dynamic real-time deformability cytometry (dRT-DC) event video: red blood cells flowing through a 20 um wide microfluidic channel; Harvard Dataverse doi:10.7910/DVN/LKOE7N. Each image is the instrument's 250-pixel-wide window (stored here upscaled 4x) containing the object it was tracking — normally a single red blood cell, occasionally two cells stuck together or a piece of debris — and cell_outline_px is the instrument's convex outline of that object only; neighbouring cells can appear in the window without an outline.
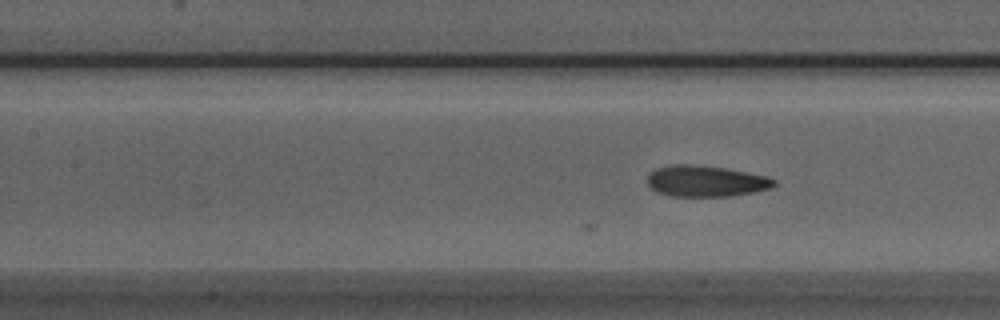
{"species": "Egyptian fruit bat (a non-hibernating species)", "species_latin": "Rousettus aegyptiacus", "temperature_condition": "room temperature", "stored_images_in_passage": 37, "camera_frame_rate_fps": 3000, "um_per_image_px": 0.085, "animal": {"sex": "male"}, "frame": {"image": 1, "passage_image": 21, "time_ms": 6.667, "image_size_px": [1000, 320], "cell_outline_px": [[776, 184], [772, 188], [756, 192], [732, 196], [672, 196], [656, 192], [648, 184], [648, 176], [656, 168], [676, 164], [688, 164], [724, 168], [768, 176], [776, 180]], "centroid_in_image_um": [60.04, 15.4], "position_along_channel_um": 147.4, "area_um2": 22.95}}
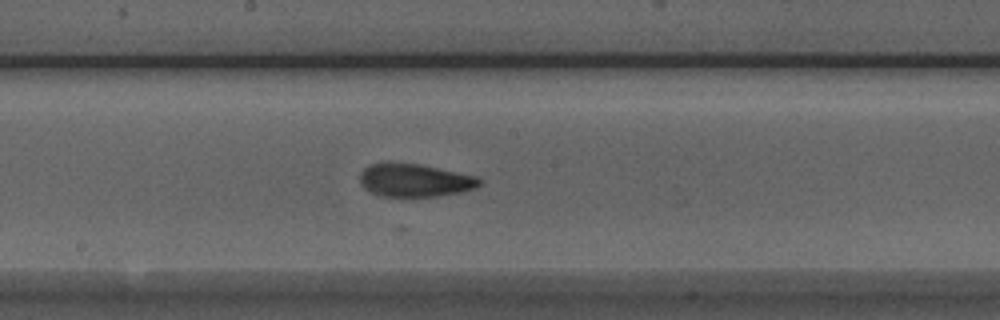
{"frame": {"image": 2, "passage_image": 26, "time_ms": 8.333, "image_size_px": [1000, 320], "cell_outline_px": [[484, 180], [476, 188], [460, 192], [436, 196], [380, 196], [368, 192], [360, 184], [360, 172], [368, 164], [384, 160], [392, 160], [420, 164], [476, 176]], "centroid_in_image_um": [35.18, 15.28], "position_along_channel_um": 213.0, "area_um2": 23.7}}
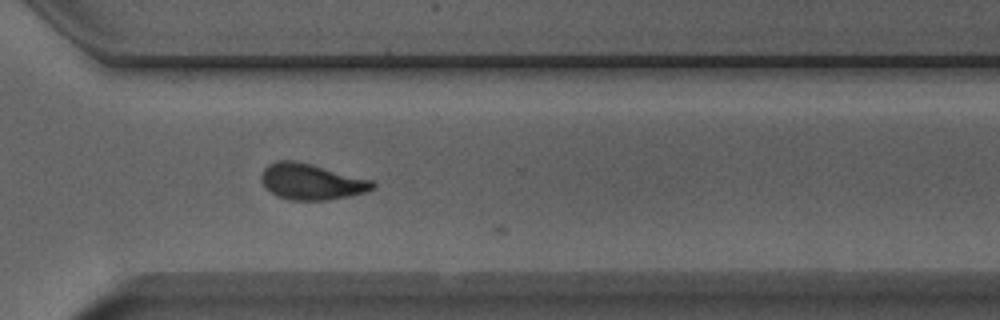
{"frame": {"image": 3, "passage_image": 36, "time_ms": 11.667, "image_size_px": [1000, 320], "cell_outline_px": [[376, 188], [368, 192], [328, 200], [292, 200], [276, 196], [264, 188], [260, 180], [260, 176], [264, 168], [268, 164], [276, 160], [292, 160], [312, 164], [372, 180], [376, 184]], "centroid_in_image_um": [26.44, 15.44], "position_along_channel_um": 344.2, "area_um2": 23.64}}